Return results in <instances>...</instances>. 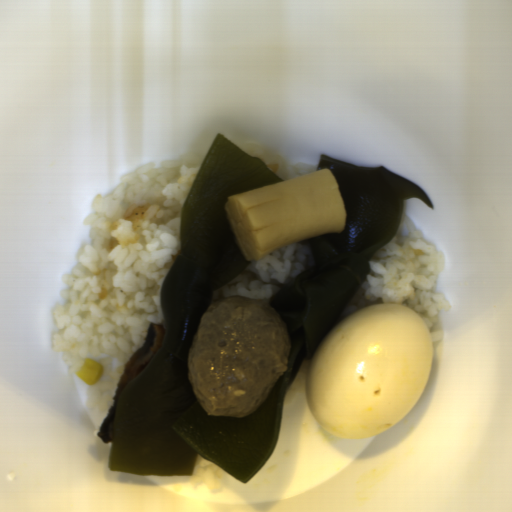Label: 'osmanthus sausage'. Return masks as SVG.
<instances>
[{
  "instance_id": "obj_1",
  "label": "osmanthus sausage",
  "mask_w": 512,
  "mask_h": 512,
  "mask_svg": "<svg viewBox=\"0 0 512 512\" xmlns=\"http://www.w3.org/2000/svg\"><path fill=\"white\" fill-rule=\"evenodd\" d=\"M228 225L246 259L327 233H342L341 189L327 168L234 194L224 204Z\"/></svg>"
}]
</instances>
